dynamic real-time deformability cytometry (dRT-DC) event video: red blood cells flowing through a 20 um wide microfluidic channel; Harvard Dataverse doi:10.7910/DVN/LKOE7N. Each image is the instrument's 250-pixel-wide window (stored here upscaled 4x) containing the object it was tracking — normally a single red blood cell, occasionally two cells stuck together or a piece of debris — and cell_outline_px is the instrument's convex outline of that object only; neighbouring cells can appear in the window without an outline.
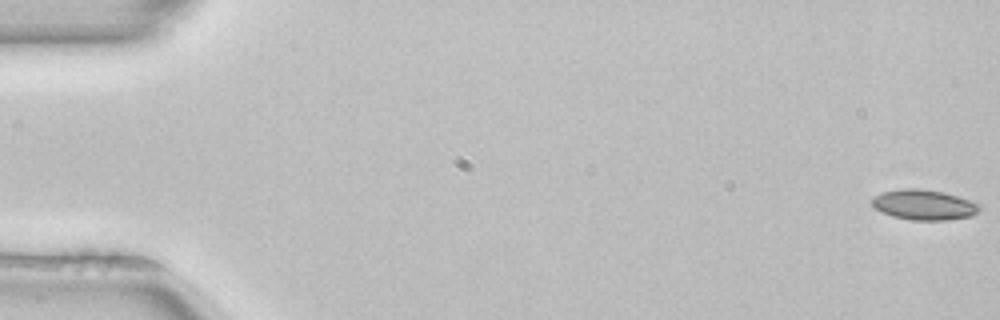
{"species": "common noctule bat (a hibernating species)", "species_latin": "Nyctalus noctula", "temperature_condition": "room temperature", "stored_images_in_passage": 52, "camera_frame_rate_fps": 3000, "um_per_image_px": 0.085, "animal": {"sex": "female", "body_mass_g": 22.7, "forearm_length_mm": 54.2}, "frame": {"image": 1, "passage_image": 1, "time_ms": 0.0, "image_size_px": [1000, 320], "cell_outline_px": [[984, 208], [972, 216], [948, 220], [912, 220], [892, 216], [876, 208], [872, 204], [872, 196], [884, 192], [904, 188], [916, 188], [940, 192], [956, 196], [980, 204]], "centroid_in_image_um": [78.57, 17.42], "position_along_channel_um": 6.4, "area_um2": 18.79}}
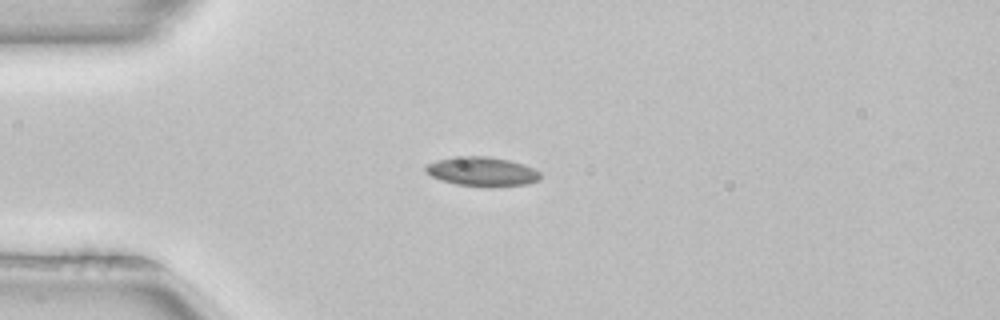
{"frame": {"image": 2, "passage_image": 14, "time_ms": 4.333, "image_size_px": [1000, 320], "cell_outline_px": [[540, 180], [528, 184], [488, 188], [456, 184], [440, 180], [432, 176], [424, 168], [428, 164], [436, 160], [464, 156], [488, 156], [508, 160], [524, 164], [540, 172]], "centroid_in_image_um": [41.01, 14.6], "position_along_channel_um": 44.0, "area_um2": 19.65}}
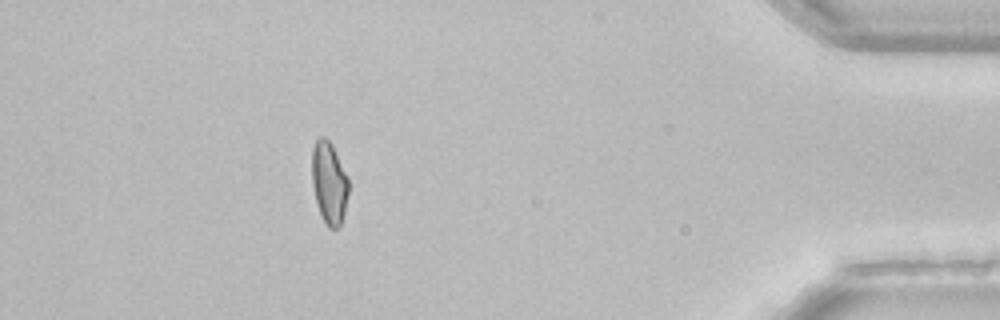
{"frame": {"image": 3, "passage_image": 47, "time_ms": 15.333, "image_size_px": [1000, 320], "cell_outline_px": [[348, 192], [344, 212], [340, 224], [336, 228], [328, 228], [320, 212], [316, 200], [312, 184], [312, 148], [316, 140], [320, 136], [324, 136], [332, 144], [348, 176]], "centroid_in_image_um": [27.97, 15.49], "position_along_channel_um": 407.2, "area_um2": 17.4}, "authors_computed_cell_mechanics": {"area_um2": 18.3226, "velocity_mm_per_s": 3.9773, "shape_relaxation_time_tau1_ms": null, "shape_relaxation_time_tau2_ms": 5.6552, "deformation_change_tau1": null, "deformation_change_tau2": 0.1007}}